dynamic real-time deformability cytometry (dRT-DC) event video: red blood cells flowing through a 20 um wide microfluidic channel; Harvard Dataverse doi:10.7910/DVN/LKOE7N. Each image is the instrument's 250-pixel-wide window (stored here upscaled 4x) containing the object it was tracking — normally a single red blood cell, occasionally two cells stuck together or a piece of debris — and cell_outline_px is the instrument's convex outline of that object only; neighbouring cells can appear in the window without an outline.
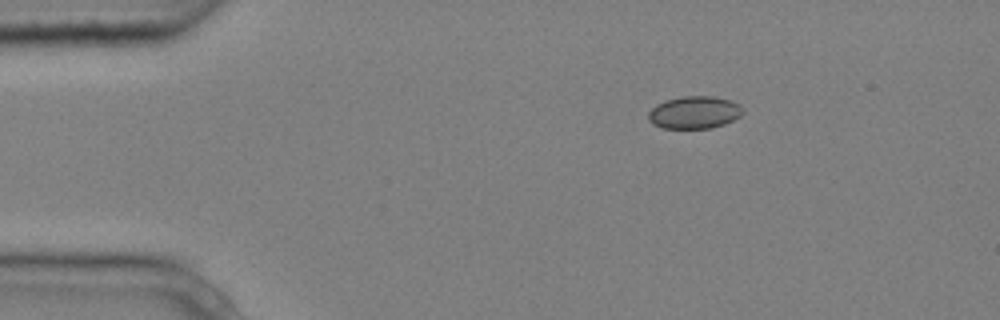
{"species": "common noctule bat (a hibernating species)", "species_latin": "Nyctalus noctula", "temperature_condition": "cold", "stored_images_in_passage": 2, "camera_frame_rate_fps": 3000, "um_per_image_px": 0.085, "animal": {"sex": "male", "body_mass_g": 20.4}, "frame": {"image": 1, "passage_image": 2, "time_ms": 0.333, "image_size_px": [1000, 320], "cell_outline_px": [[744, 112], [740, 116], [724, 124], [712, 128], [664, 128], [652, 124], [648, 120], [648, 112], [656, 104], [680, 96], [712, 96], [732, 100], [740, 104]], "centroid_in_image_um": [59.03, 9.55], "position_along_channel_um": 26.0, "area_um2": 17.98}}